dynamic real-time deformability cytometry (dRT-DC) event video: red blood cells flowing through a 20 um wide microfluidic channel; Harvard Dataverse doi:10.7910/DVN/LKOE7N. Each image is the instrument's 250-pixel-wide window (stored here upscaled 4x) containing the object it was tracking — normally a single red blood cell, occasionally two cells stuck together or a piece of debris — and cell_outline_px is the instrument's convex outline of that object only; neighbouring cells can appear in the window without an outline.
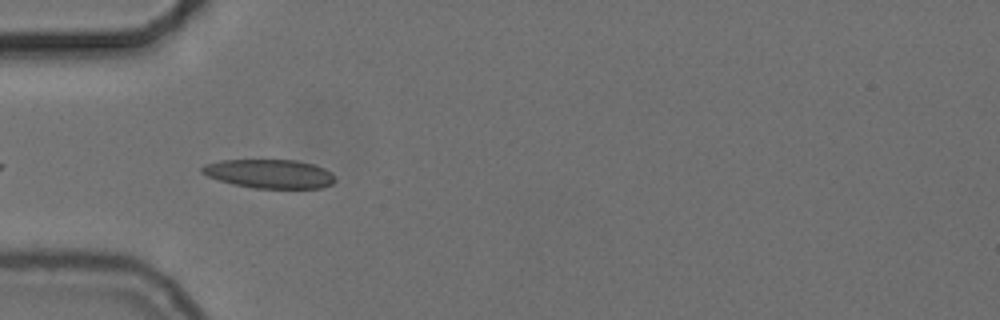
{"species": "common noctule bat (a hibernating species)", "species_latin": "Nyctalus noctula", "temperature_condition": "cold", "stored_images_in_passage": 41, "camera_frame_rate_fps": 3000, "um_per_image_px": 0.085, "animal": {"sex": "female", "body_mass_g": 24.6, "forearm_length_mm": 56.2}, "frame": {"image": 1, "passage_image": 3, "time_ms": 0.667, "image_size_px": [1000, 320], "cell_outline_px": [[336, 180], [332, 184], [320, 188], [252, 188], [232, 184], [208, 176], [200, 172], [200, 168], [204, 164], [220, 160], [296, 160], [312, 164], [324, 168], [332, 172], [336, 176]], "centroid_in_image_um": [22.92, 14.77], "position_along_channel_um": 62.1, "area_um2": 22.54}}
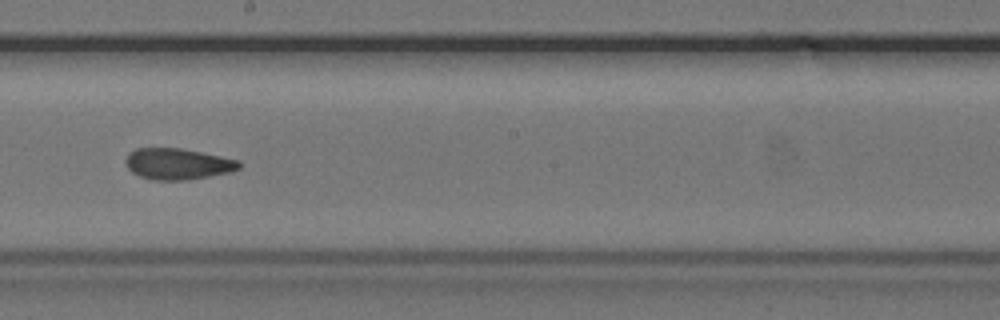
{"frame": {"image": 2, "passage_image": 17, "time_ms": 5.333, "image_size_px": [1000, 320], "cell_outline_px": [[244, 164], [240, 168], [232, 172], [184, 180], [152, 180], [140, 176], [132, 172], [128, 168], [124, 160], [128, 152], [136, 148], [180, 148], [240, 160]], "centroid_in_image_um": [15.11, 13.93], "position_along_channel_um": 233.1, "area_um2": 20.75}}
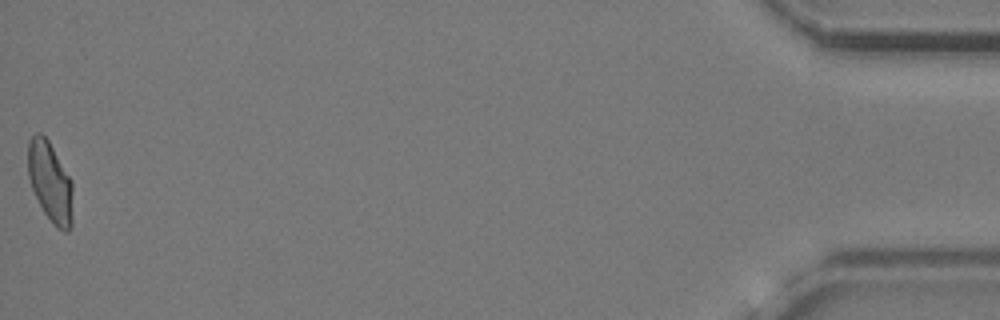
{"frame": {"image": 3, "passage_image": 41, "time_ms": 13.333, "image_size_px": [1000, 320], "cell_outline_px": [[72, 224], [68, 232], [64, 232], [56, 228], [44, 212], [32, 188], [28, 176], [28, 140], [36, 132], [40, 132], [48, 140], [72, 180]], "centroid_in_image_um": [4.27, 15.47], "position_along_channel_um": 430.9, "area_um2": 20.98}, "authors_computed_cell_mechanics": {"area_um2": 21.097, "velocity_mm_per_s": 3.7088, "shape_relaxation_time_tau1_ms": null, "shape_relaxation_time_tau2_ms": 2.4735, "deformation_change_tau1": null, "deformation_change_tau2": 0.0869}}